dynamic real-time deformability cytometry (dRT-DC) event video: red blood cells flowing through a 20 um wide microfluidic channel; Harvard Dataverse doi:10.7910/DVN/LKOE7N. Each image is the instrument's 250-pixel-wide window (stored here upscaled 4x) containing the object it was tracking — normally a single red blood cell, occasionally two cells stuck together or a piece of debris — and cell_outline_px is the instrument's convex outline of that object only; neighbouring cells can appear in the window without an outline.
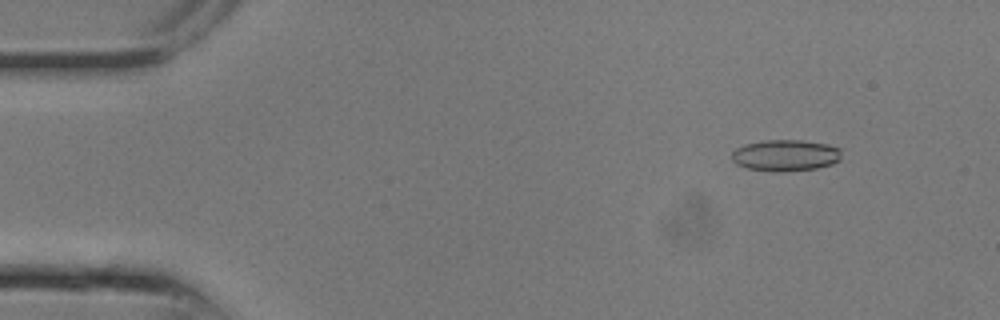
{"species": "common noctule bat (a hibernating species)", "species_latin": "Nyctalus noctula", "temperature_condition": "room temperature", "stored_images_in_passage": 9, "camera_frame_rate_fps": 3000, "um_per_image_px": 0.085, "animal": {"sex": "male", "body_mass_g": 13.3}, "frame": {"image": 1, "passage_image": 3, "time_ms": 0.667, "image_size_px": [1000, 320], "cell_outline_px": [[840, 160], [832, 164], [816, 168], [784, 172], [772, 172], [748, 168], [736, 164], [732, 160], [732, 152], [736, 148], [744, 144], [764, 140], [800, 140], [828, 144], [840, 148]], "centroid_in_image_um": [66.75, 13.21], "position_along_channel_um": 18.2, "area_um2": 20.23}}
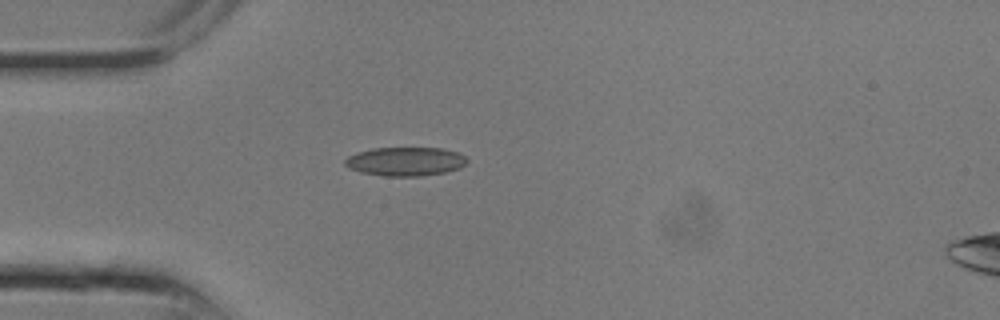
{"frame": {"image": 2, "passage_image": 7, "time_ms": 2.0, "image_size_px": [1000, 320], "cell_outline_px": [[468, 160], [460, 168], [448, 172], [420, 176], [384, 176], [360, 172], [348, 168], [344, 164], [344, 160], [348, 156], [356, 152], [372, 148], [444, 148], [460, 152]], "centroid_in_image_um": [34.46, 13.72], "position_along_channel_um": 50.5, "area_um2": 20.75}}
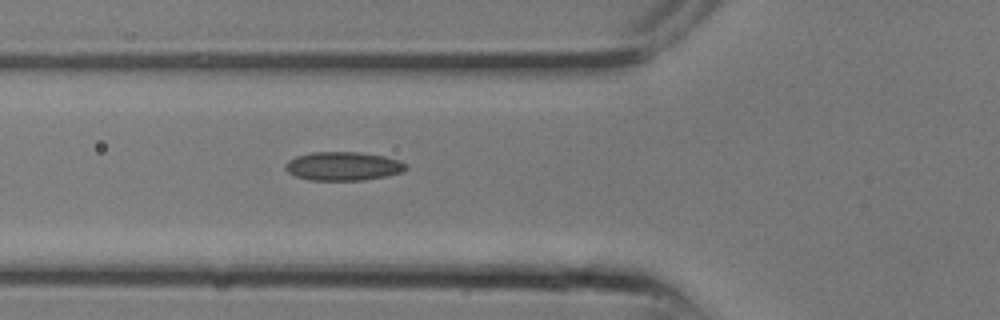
{"frame": {"image": 3, "passage_image": 9, "time_ms": 2.667, "image_size_px": [1000, 320], "cell_outline_px": [[408, 168], [404, 172], [388, 176], [364, 180], [308, 180], [296, 176], [288, 172], [284, 168], [284, 164], [288, 160], [296, 156], [312, 152], [356, 152], [384, 156], [400, 160], [408, 164]], "centroid_in_image_um": [29.2, 14.13], "position_along_channel_um": 96.6, "area_um2": 20.4}}